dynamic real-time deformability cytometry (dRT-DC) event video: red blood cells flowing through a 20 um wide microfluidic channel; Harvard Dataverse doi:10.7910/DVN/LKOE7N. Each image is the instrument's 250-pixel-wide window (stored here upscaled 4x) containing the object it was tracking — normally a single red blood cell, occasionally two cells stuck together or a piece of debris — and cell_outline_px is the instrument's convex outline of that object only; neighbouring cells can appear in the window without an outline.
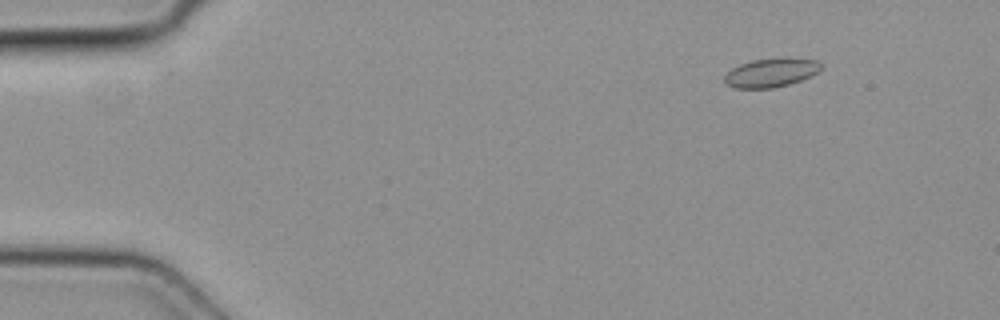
{"species": "common noctule bat (a hibernating species)", "species_latin": "Nyctalus noctula", "temperature_condition": "cold", "stored_images_in_passage": 5, "camera_frame_rate_fps": 3000, "um_per_image_px": 0.085, "animal": {"sex": "female", "body_mass_g": 19.3, "forearm_length_mm": 54.1}, "frame": {"image": 1, "passage_image": 2, "time_ms": 0.333, "image_size_px": [1000, 320], "cell_outline_px": [[820, 72], [812, 76], [788, 84], [772, 88], [736, 88], [728, 84], [724, 80], [724, 76], [732, 68], [740, 64], [752, 60], [816, 60], [820, 64]], "centroid_in_image_um": [65.5, 6.22], "position_along_channel_um": 19.5, "area_um2": 15.43}}